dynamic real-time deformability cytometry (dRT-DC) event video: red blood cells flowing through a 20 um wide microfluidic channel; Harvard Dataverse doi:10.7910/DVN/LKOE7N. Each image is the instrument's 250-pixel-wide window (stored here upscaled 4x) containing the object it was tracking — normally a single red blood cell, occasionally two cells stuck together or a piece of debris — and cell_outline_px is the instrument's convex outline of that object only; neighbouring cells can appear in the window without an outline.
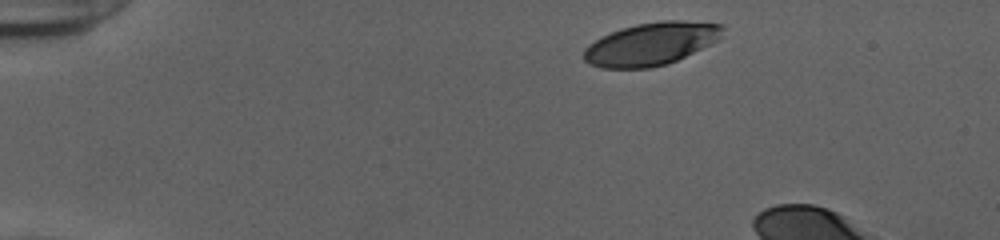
{"species": "human", "species_latin": "Homo sapiens", "temperature_condition": "cold", "stored_images_in_passage": 10, "camera_frame_rate_fps": 3000, "um_per_image_px": 0.085, "donor": {"sex": "female"}, "frame": {"image": 1, "passage_image": 1, "time_ms": 0.0, "image_size_px": [1000, 240], "cell_outline_px": [[724, 28], [720, 40], [668, 64], [648, 68], [600, 68], [588, 64], [584, 60], [584, 48], [588, 44], [612, 32], [636, 24], [660, 20], [684, 20], [724, 24]], "centroid_in_image_um": [55.38, 3.73], "position_along_channel_um": 29.6, "area_um2": 34.74}}